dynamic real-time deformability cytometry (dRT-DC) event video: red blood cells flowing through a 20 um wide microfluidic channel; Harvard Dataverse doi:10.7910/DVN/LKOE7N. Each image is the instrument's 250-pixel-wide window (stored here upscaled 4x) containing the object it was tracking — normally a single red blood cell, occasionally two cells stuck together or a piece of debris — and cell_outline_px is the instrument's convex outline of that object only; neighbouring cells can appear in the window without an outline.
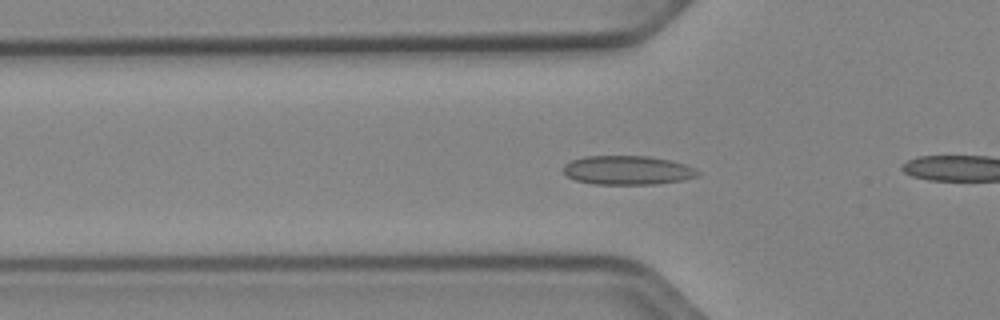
{"species": "Egyptian fruit bat (a non-hibernating species)", "species_latin": "Rousettus aegyptiacus", "temperature_condition": "cold", "stored_images_in_passage": 54, "camera_frame_rate_fps": 3000, "um_per_image_px": 0.085, "animal": {"sex": "female"}, "frame": {"image": 1, "passage_image": 18, "time_ms": 5.667, "image_size_px": [1000, 320], "cell_outline_px": [[700, 176], [684, 180], [656, 184], [592, 184], [576, 180], [568, 176], [564, 172], [564, 164], [572, 160], [584, 156], [648, 156], [672, 160], [684, 164], [700, 172]], "centroid_in_image_um": [53.36, 14.47], "position_along_channel_um": 72.4, "area_um2": 22.77}}
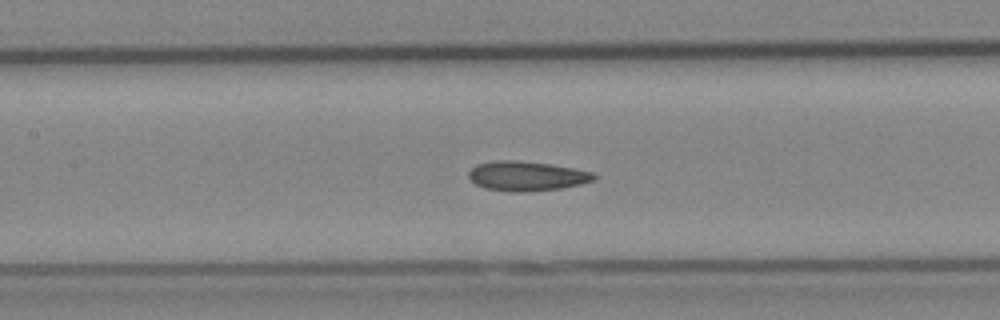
{"frame": {"image": 2, "passage_image": 25, "time_ms": 8.0, "image_size_px": [1000, 320], "cell_outline_px": [[600, 176], [596, 180], [580, 184], [560, 188], [528, 192], [512, 192], [484, 188], [476, 184], [468, 176], [468, 172], [476, 164], [496, 160], [520, 160], [548, 164], [572, 168], [592, 172]], "centroid_in_image_um": [44.78, 14.96], "position_along_channel_um": 162.6, "area_um2": 21.73}}
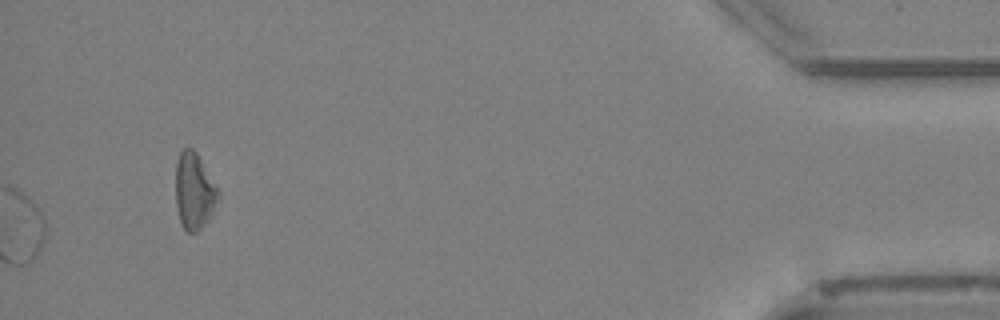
{"frame": {"image": 3, "passage_image": 54, "time_ms": 17.667, "image_size_px": [1000, 320], "cell_outline_px": [[220, 200], [208, 220], [196, 232], [188, 232], [180, 224], [176, 208], [176, 164], [180, 152], [184, 148], [192, 148], [196, 152], [220, 192]], "centroid_in_image_um": [16.51, 16.27], "position_along_channel_um": 418.7, "area_um2": 19.02}, "authors_computed_cell_mechanics": {"area_um2": 22.4842, "velocity_mm_per_s": 3.8805, "shape_relaxation_time_tau1_ms": null, "shape_relaxation_time_tau2_ms": 3.4403, "deformation_change_tau1": null, "deformation_change_tau2": 0.045}}